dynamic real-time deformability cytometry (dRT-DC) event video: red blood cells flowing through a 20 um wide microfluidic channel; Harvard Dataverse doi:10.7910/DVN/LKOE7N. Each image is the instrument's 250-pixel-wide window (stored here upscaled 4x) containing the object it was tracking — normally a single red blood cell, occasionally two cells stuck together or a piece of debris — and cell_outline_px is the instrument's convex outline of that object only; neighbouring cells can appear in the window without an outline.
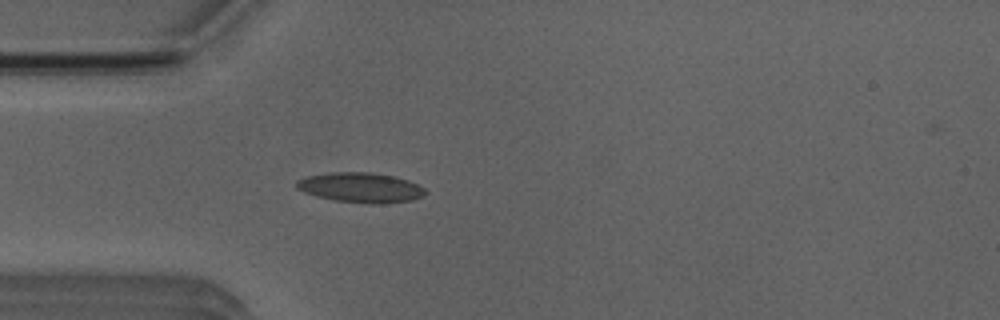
{"species": "Egyptian fruit bat (a non-hibernating species)", "species_latin": "Rousettus aegyptiacus", "temperature_condition": "room temperature", "stored_images_in_passage": 3, "camera_frame_rate_fps": 3000, "um_per_image_px": 0.085, "animal": {"sex": "male"}, "frame": {"image": 1, "passage_image": 3, "time_ms": 2.333, "image_size_px": [1000, 320], "cell_outline_px": [[428, 192], [424, 196], [412, 200], [380, 204], [368, 204], [336, 200], [316, 196], [304, 192], [296, 188], [296, 180], [308, 176], [332, 172], [372, 172], [396, 176], [408, 180], [424, 188]], "centroid_in_image_um": [30.68, 15.94], "position_along_channel_um": 54.3, "area_um2": 22.6}}